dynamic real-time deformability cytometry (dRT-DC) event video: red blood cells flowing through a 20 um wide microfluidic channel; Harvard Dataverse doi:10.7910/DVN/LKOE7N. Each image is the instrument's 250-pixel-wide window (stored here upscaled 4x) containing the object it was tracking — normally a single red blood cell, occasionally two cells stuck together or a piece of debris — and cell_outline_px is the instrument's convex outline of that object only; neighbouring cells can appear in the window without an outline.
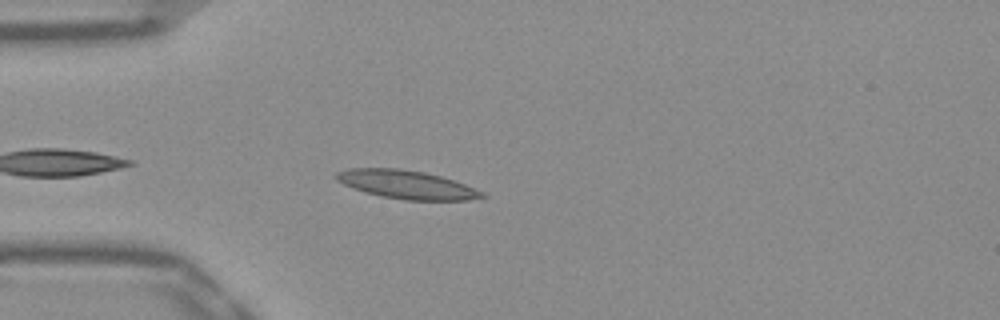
{"species": "Egyptian fruit bat (a non-hibernating species)", "species_latin": "Rousettus aegyptiacus", "temperature_condition": "warm", "stored_images_in_passage": 29, "camera_frame_rate_fps": 3000, "um_per_image_px": 0.085, "frame": {"image": 1, "passage_image": 3, "time_ms": 0.667, "image_size_px": [1000, 320], "cell_outline_px": [[488, 196], [468, 200], [404, 200], [380, 196], [364, 192], [352, 188], [336, 180], [336, 172], [348, 168], [400, 168], [424, 172], [440, 176], [464, 184], [484, 192]], "centroid_in_image_um": [34.54, 15.69], "position_along_channel_um": 50.5, "area_um2": 24.16}}
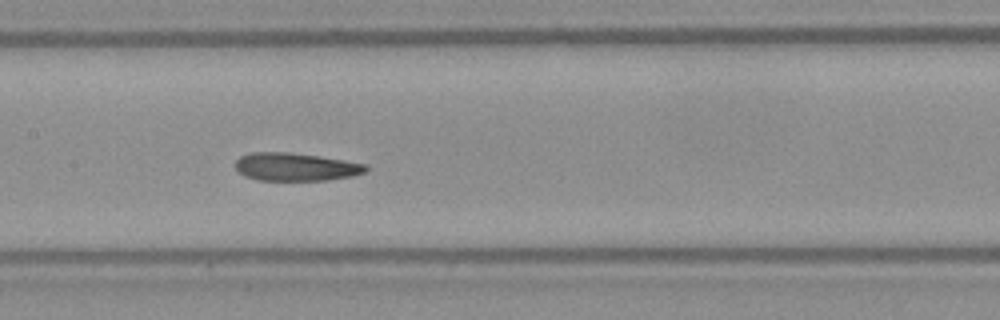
{"frame": {"image": 2, "passage_image": 14, "time_ms": 4.333, "image_size_px": [1000, 320], "cell_outline_px": [[368, 168], [364, 172], [352, 176], [328, 180], [256, 180], [244, 176], [236, 168], [236, 160], [240, 156], [248, 152], [288, 152], [320, 156], [368, 164]], "centroid_in_image_um": [25.12, 14.18], "position_along_channel_um": 182.3, "area_um2": 21.39}}
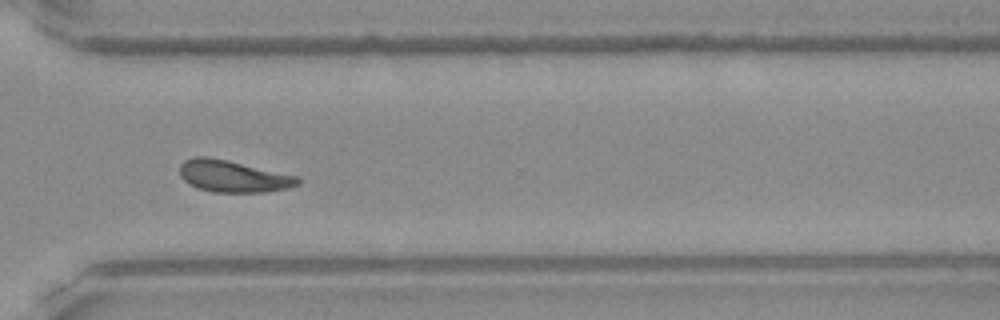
{"frame": {"image": 3, "passage_image": 27, "time_ms": 8.667, "image_size_px": [1000, 320], "cell_outline_px": [[300, 184], [288, 188], [268, 192], [212, 192], [196, 188], [184, 180], [180, 176], [180, 164], [184, 160], [196, 156], [204, 156], [228, 160], [300, 176]], "centroid_in_image_um": [19.84, 14.98], "position_along_channel_um": 350.8, "area_um2": 22.14}, "authors_computed_cell_mechanics": {"area_um2": 22.0796, "velocity_mm_per_s": 3.8915, "shape_relaxation_time_tau1_ms": 3.9154, "shape_relaxation_time_tau2_ms": 1.5277, "deformation_change_tau1": 0.1404, "deformation_change_tau2": 0.0906}}